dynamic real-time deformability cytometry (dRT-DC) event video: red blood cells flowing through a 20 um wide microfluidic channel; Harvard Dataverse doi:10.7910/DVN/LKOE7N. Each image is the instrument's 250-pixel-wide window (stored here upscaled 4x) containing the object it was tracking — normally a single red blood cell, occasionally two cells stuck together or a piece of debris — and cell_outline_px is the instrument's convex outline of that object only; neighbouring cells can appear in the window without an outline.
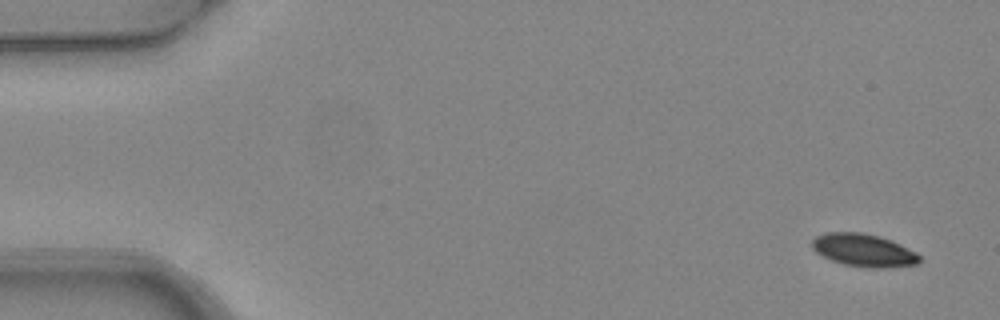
{"species": "common noctule bat (a hibernating species)", "species_latin": "Nyctalus noctula", "temperature_condition": "warm", "stored_images_in_passage": 3, "camera_frame_rate_fps": 3000, "um_per_image_px": 0.085, "animal": {"sex": "female", "body_mass_g": 24.6, "forearm_length_mm": 56.2}, "frame": {"image": 1, "passage_image": 1, "time_ms": 0.0, "image_size_px": [1000, 320], "cell_outline_px": [[920, 260], [916, 264], [880, 268], [868, 268], [844, 264], [832, 260], [816, 252], [812, 248], [812, 240], [816, 236], [824, 232], [860, 232], [880, 236], [892, 240], [916, 252], [920, 256]], "centroid_in_image_um": [73.4, 21.26], "position_along_channel_um": 11.6, "area_um2": 20.46}}